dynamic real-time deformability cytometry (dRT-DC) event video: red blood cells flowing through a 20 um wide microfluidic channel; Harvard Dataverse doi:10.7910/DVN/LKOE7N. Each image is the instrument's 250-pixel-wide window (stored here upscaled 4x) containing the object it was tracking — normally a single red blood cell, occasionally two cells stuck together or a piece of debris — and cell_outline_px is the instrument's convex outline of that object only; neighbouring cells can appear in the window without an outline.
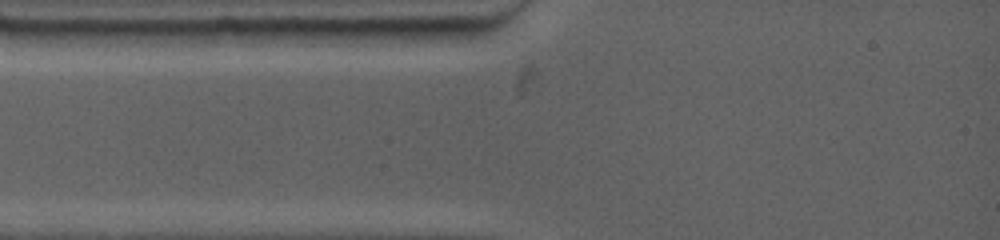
{"species": "common noctule bat (a hibernating species)", "species_latin": "Nyctalus noctula", "temperature_condition": "warm", "stored_images_in_passage": 1, "camera_frame_rate_fps": 4500, "um_per_image_px": 0.085, "animal": {"sex": "female", "body_mass_g": 19.0, "forearm_length_mm": 53.3}, "frame": {"image": 1, "passage_image": 1, "time_ms": 0.0, "image_size_px": [1000, 240], "cell_outline_px": [[192, 32], [180, 44], [172, 48], [104, 48], [76, 36], [68, 32], [72, 28], [92, 28]], "centroid_in_image_um": [11.1, 3.22], "position_along_channel_um": 73.9, "area_um2": 13.41}}